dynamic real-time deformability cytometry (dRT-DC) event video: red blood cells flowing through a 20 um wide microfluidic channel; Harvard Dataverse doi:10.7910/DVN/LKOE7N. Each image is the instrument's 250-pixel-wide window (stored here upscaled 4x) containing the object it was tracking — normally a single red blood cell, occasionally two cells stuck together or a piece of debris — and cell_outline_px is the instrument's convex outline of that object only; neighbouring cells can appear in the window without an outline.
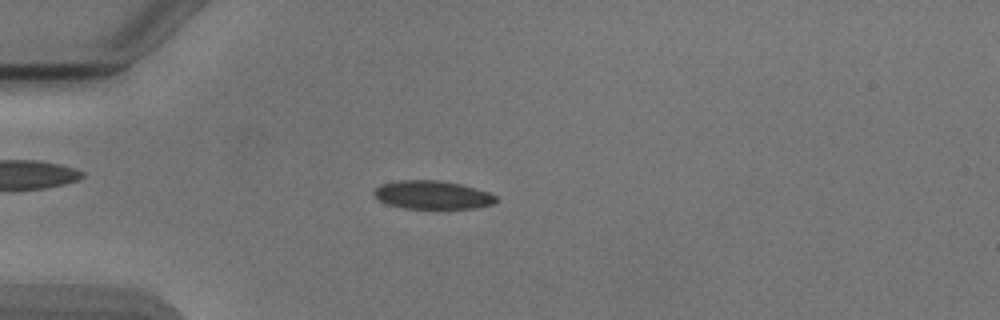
{"species": "Egyptian fruit bat (a non-hibernating species)", "species_latin": "Rousettus aegyptiacus", "temperature_condition": "cold", "stored_images_in_passage": 52, "camera_frame_rate_fps": 3000, "um_per_image_px": 0.085, "animal": {"sex": "male"}, "frame": {"image": 1, "passage_image": 14, "time_ms": 4.333, "image_size_px": [1000, 320], "cell_outline_px": [[500, 200], [492, 204], [476, 208], [404, 208], [388, 204], [372, 196], [372, 192], [380, 184], [396, 180], [440, 180], [460, 184], [488, 192], [496, 196]], "centroid_in_image_um": [36.73, 16.56], "position_along_channel_um": 48.3, "area_um2": 20.23}}
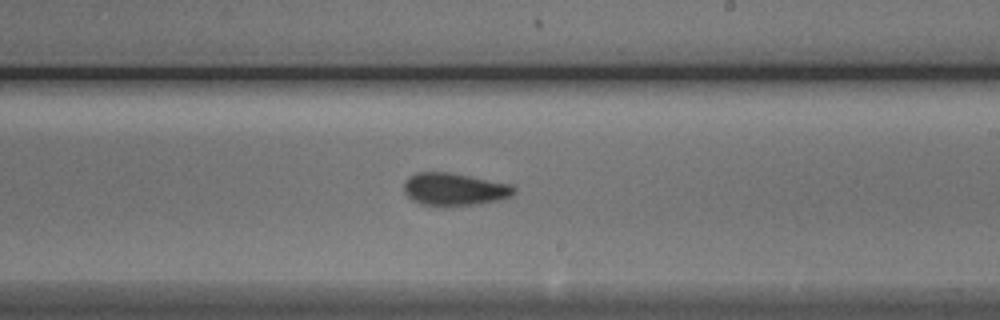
{"frame": {"image": 2, "passage_image": 31, "time_ms": 10.0, "image_size_px": [1000, 320], "cell_outline_px": [[516, 192], [512, 196], [500, 200], [480, 204], [444, 208], [440, 208], [420, 204], [412, 200], [404, 192], [404, 180], [408, 176], [416, 172], [448, 172], [512, 184], [516, 188]], "centroid_in_image_um": [38.61, 16.12], "position_along_channel_um": 250.4, "area_um2": 21.68}}
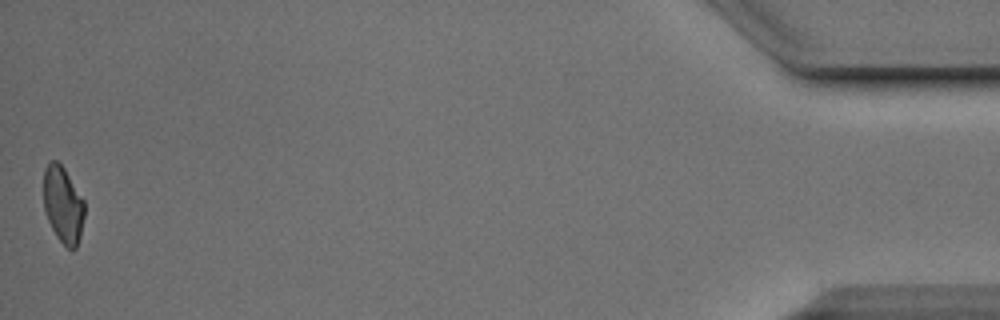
{"frame": {"image": 3, "passage_image": 52, "time_ms": 17.0, "image_size_px": [1000, 320], "cell_outline_px": [[84, 216], [80, 236], [76, 248], [68, 248], [56, 236], [48, 220], [44, 208], [44, 168], [52, 160], [56, 160], [64, 168], [84, 200]], "centroid_in_image_um": [5.36, 17.39], "position_along_channel_um": 429.8, "area_um2": 18.03}, "authors_computed_cell_mechanics": {"area_um2": 20.0566, "velocity_mm_per_s": 3.8897, "shape_relaxation_time_tau1_ms": 8.1051, "shape_relaxation_time_tau2_ms": 2.9843, "deformation_change_tau1": 0.1604, "deformation_change_tau2": 0.0793}}